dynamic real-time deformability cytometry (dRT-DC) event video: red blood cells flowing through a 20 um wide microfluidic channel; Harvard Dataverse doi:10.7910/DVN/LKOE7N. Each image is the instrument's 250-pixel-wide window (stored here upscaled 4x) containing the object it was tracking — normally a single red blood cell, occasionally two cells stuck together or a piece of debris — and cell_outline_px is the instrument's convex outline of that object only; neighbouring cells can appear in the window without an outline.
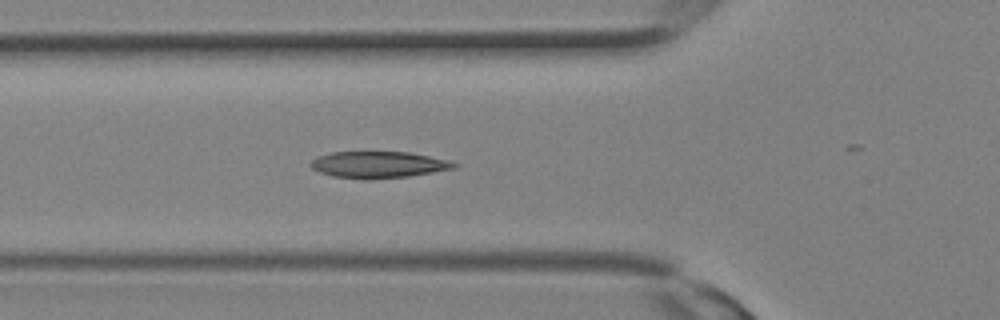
{"species": "Egyptian fruit bat (a non-hibernating species)", "species_latin": "Rousettus aegyptiacus", "temperature_condition": "room temperature", "stored_images_in_passage": 19, "camera_frame_rate_fps": 3000, "um_per_image_px": 0.085, "animal": {"sex": "female"}, "frame": {"image": 1, "passage_image": 11, "time_ms": 3.333, "image_size_px": [1000, 320], "cell_outline_px": [[460, 164], [456, 168], [408, 176], [368, 180], [364, 180], [332, 176], [320, 172], [312, 168], [312, 160], [316, 156], [332, 152], [408, 152], [448, 160]], "centroid_in_image_um": [32.16, 14.0], "position_along_channel_um": 93.6, "area_um2": 22.2}}
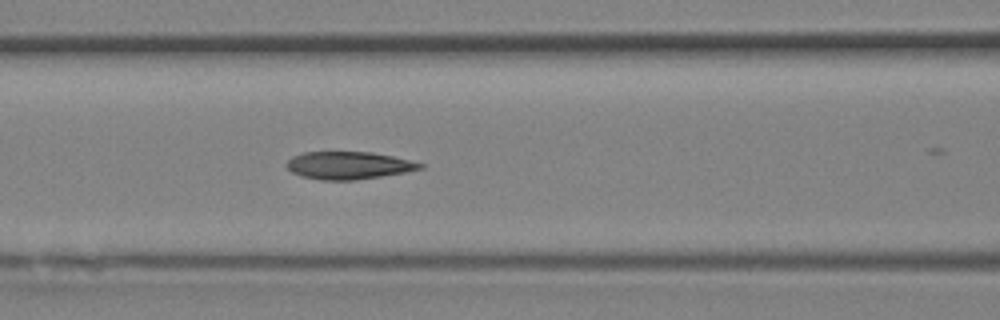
{"frame": {"image": 2, "passage_image": 13, "time_ms": 4.0, "image_size_px": [1000, 320], "cell_outline_px": [[424, 168], [404, 172], [356, 180], [320, 180], [300, 176], [292, 172], [284, 164], [292, 156], [304, 152], [372, 152], [392, 156], [424, 164]], "centroid_in_image_um": [29.58, 14.06], "position_along_channel_um": 137.0, "area_um2": 21.39}}
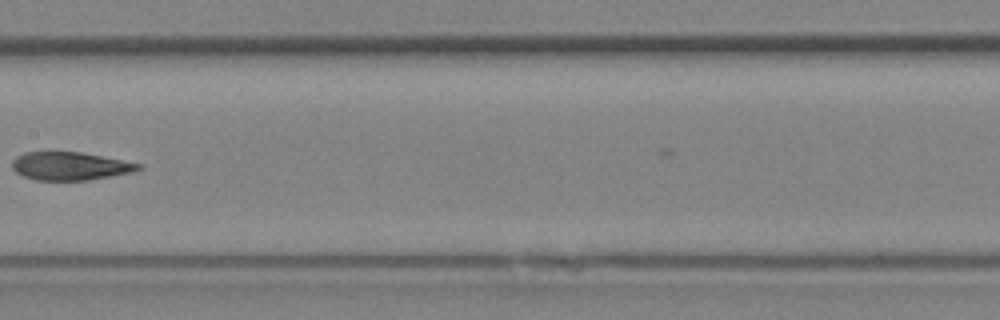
{"frame": {"image": 3, "passage_image": 16, "time_ms": 5.0, "image_size_px": [1000, 320], "cell_outline_px": [[144, 168], [132, 172], [88, 180], [36, 180], [24, 176], [16, 172], [12, 168], [12, 160], [16, 156], [24, 152], [80, 152], [144, 164]], "centroid_in_image_um": [5.97, 14.11], "position_along_channel_um": 201.4, "area_um2": 20.69}}